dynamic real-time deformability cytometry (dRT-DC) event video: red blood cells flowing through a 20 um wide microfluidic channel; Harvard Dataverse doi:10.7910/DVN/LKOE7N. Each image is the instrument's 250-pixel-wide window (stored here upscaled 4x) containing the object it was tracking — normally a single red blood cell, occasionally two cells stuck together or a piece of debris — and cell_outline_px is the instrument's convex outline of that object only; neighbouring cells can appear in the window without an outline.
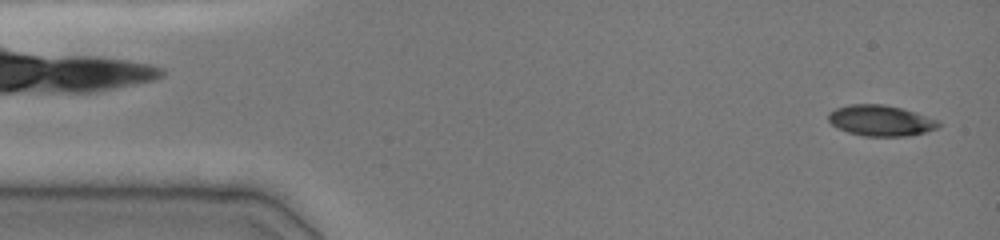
{"species": "common noctule bat (a hibernating species)", "species_latin": "Nyctalus noctula", "temperature_condition": "cold", "stored_images_in_passage": 16, "camera_frame_rate_fps": 3000, "um_per_image_px": 0.085, "animal": {"sex": "female", "body_mass_g": 19.0, "forearm_length_mm": 51.5}, "frame": {"image": 1, "passage_image": 1, "time_ms": 0.0, "image_size_px": [1000, 240], "cell_outline_px": [[940, 128], [908, 136], [864, 136], [848, 132], [836, 128], [828, 120], [828, 112], [836, 108], [848, 104], [884, 104], [916, 112], [940, 120]], "centroid_in_image_um": [74.87, 10.24], "position_along_channel_um": 10.1, "area_um2": 20.0}}
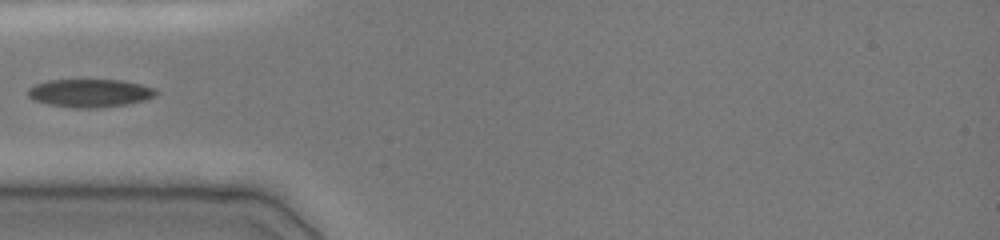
{"frame": {"image": 2, "passage_image": 11, "time_ms": 4.333, "image_size_px": [1000, 240], "cell_outline_px": [[160, 92], [156, 96], [144, 100], [124, 104], [92, 108], [76, 108], [48, 104], [32, 100], [28, 96], [28, 88], [36, 84], [48, 80], [124, 80], [156, 88]], "centroid_in_image_um": [7.65, 7.9], "position_along_channel_um": 77.3, "area_um2": 20.98}}
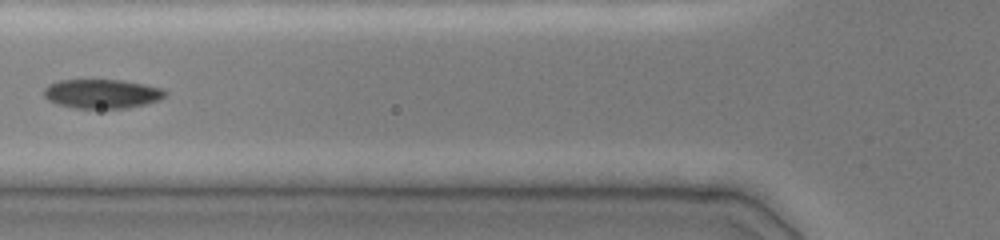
{"frame": {"image": 3, "passage_image": 13, "time_ms": 5.333, "image_size_px": [1000, 240], "cell_outline_px": [[168, 92], [160, 100], [144, 104], [124, 108], [76, 108], [56, 104], [48, 100], [44, 96], [44, 88], [48, 84], [60, 80], [120, 80], [144, 84], [164, 88]], "centroid_in_image_um": [8.66, 7.96], "position_along_channel_um": 117.1, "area_um2": 20.63}}